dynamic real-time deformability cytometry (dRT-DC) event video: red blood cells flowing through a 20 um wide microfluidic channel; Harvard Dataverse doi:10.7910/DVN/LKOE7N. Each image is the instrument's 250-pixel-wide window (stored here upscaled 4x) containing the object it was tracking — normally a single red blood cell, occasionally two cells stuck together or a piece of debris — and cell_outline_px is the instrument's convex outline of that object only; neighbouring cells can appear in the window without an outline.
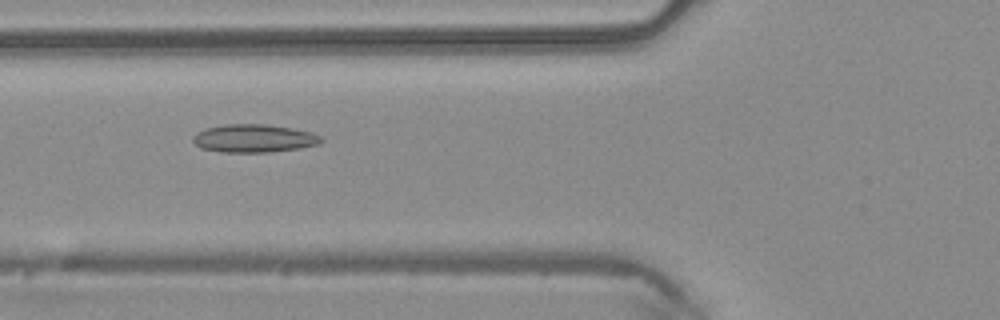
{"species": "common noctule bat (a hibernating species)", "species_latin": "Nyctalus noctula", "temperature_condition": "warm", "stored_images_in_passage": 5, "camera_frame_rate_fps": 3000, "um_per_image_px": 0.085, "animal": {"sex": "male", "body_mass_g": 20.4}, "frame": {"image": 1, "passage_image": 3, "time_ms": 0.667, "image_size_px": [1000, 320], "cell_outline_px": [[324, 140], [320, 144], [300, 148], [268, 152], [220, 152], [200, 148], [192, 140], [192, 136], [196, 132], [204, 128], [224, 124], [264, 124], [292, 128], [312, 132], [320, 136]], "centroid_in_image_um": [21.56, 11.76], "position_along_channel_um": 104.2, "area_um2": 21.15}}
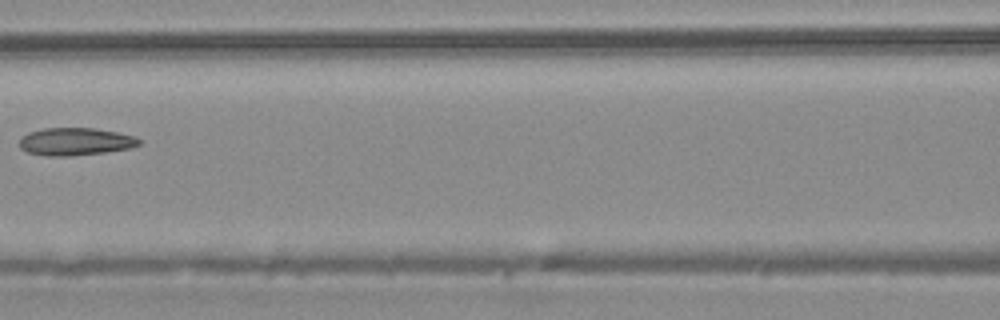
{"frame": {"image": 2, "passage_image": 4, "time_ms": 1.0, "image_size_px": [1000, 320], "cell_outline_px": [[140, 144], [128, 148], [104, 152], [72, 156], [48, 156], [28, 152], [20, 148], [20, 140], [28, 132], [44, 128], [92, 128], [116, 132], [136, 136], [140, 140]], "centroid_in_image_um": [6.4, 12.03], "position_along_channel_um": 160.2, "area_um2": 19.07}}
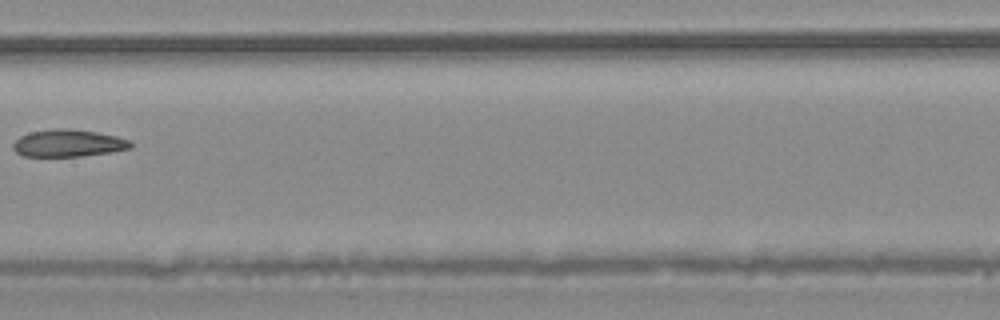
{"frame": {"image": 3, "passage_image": 5, "time_ms": 1.333, "image_size_px": [1000, 320], "cell_outline_px": [[132, 148], [112, 152], [80, 156], [24, 156], [16, 152], [12, 148], [12, 144], [20, 136], [28, 132], [56, 128], [64, 128], [96, 132], [116, 136], [128, 140], [132, 144]], "centroid_in_image_um": [5.78, 12.17], "position_along_channel_um": 201.6, "area_um2": 18.61}}